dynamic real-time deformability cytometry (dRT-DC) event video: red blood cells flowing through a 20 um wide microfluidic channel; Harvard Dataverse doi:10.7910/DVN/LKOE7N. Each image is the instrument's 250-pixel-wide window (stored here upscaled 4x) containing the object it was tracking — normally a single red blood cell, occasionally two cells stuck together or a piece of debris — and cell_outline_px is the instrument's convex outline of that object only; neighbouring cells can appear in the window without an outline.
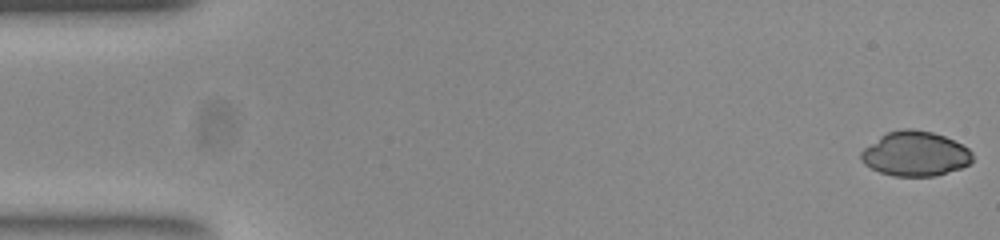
{"species": "common noctule bat (a hibernating species)", "species_latin": "Nyctalus noctula", "temperature_condition": "room temperature", "stored_images_in_passage": 52, "camera_frame_rate_fps": 3000, "um_per_image_px": 0.085, "animal": {"sex": "female", "body_mass_g": 23.0, "forearm_length_mm": 53.4}, "frame": {"image": 1, "passage_image": 1, "time_ms": 0.0, "image_size_px": [1000, 240], "cell_outline_px": [[972, 160], [968, 164], [960, 168], [936, 176], [892, 176], [880, 172], [864, 164], [860, 160], [860, 152], [864, 148], [880, 136], [888, 132], [904, 128], [912, 128], [932, 132], [944, 136], [968, 148], [972, 152]], "centroid_in_image_um": [77.77, 13.07], "position_along_channel_um": 7.2, "area_um2": 28.96}}
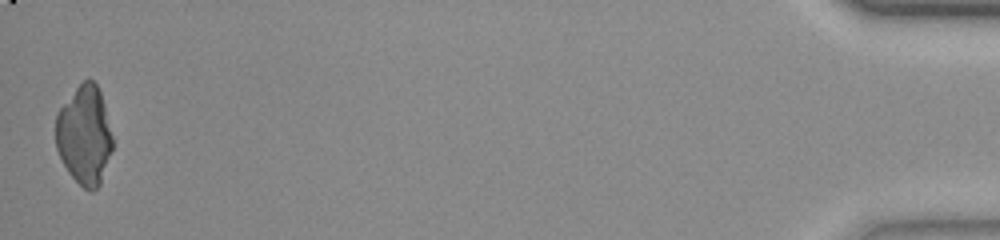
{"frame": {"image": 2, "passage_image": 52, "time_ms": 17.0, "image_size_px": [1000, 240], "cell_outline_px": [[112, 148], [100, 184], [92, 192], [88, 192], [68, 172], [56, 148], [56, 112], [76, 88], [88, 76], [96, 84], [100, 92], [104, 104], [112, 136]], "centroid_in_image_um": [7.17, 11.48], "position_along_channel_um": 428.0, "area_um2": 32.48}}